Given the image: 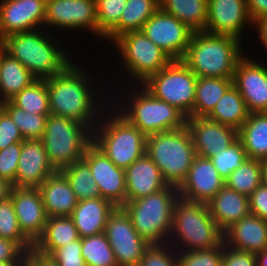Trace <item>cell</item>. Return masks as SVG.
I'll return each mask as SVG.
<instances>
[{
	"label": "cell",
	"instance_id": "1",
	"mask_svg": "<svg viewBox=\"0 0 267 266\" xmlns=\"http://www.w3.org/2000/svg\"><path fill=\"white\" fill-rule=\"evenodd\" d=\"M79 65L83 66L73 61L63 72L46 79L50 114L76 120L93 131L103 111L111 103V93L104 90L108 86L99 87L103 80L93 79L89 74L91 70Z\"/></svg>",
	"mask_w": 267,
	"mask_h": 266
},
{
	"label": "cell",
	"instance_id": "2",
	"mask_svg": "<svg viewBox=\"0 0 267 266\" xmlns=\"http://www.w3.org/2000/svg\"><path fill=\"white\" fill-rule=\"evenodd\" d=\"M56 34L38 28L9 35L2 42L6 52L19 60L37 80H46L63 72L74 61L68 54L69 48L59 43Z\"/></svg>",
	"mask_w": 267,
	"mask_h": 266
},
{
	"label": "cell",
	"instance_id": "3",
	"mask_svg": "<svg viewBox=\"0 0 267 266\" xmlns=\"http://www.w3.org/2000/svg\"><path fill=\"white\" fill-rule=\"evenodd\" d=\"M120 86V91H114L117 92L116 95L120 93L118 94L120 96L112 97L113 94L111 93L110 104L146 136L182 129L186 126L187 116L182 111L176 106L154 97L142 85L131 84L129 86L128 84L129 88L127 85L124 88H120ZM122 88L125 91H122Z\"/></svg>",
	"mask_w": 267,
	"mask_h": 266
},
{
	"label": "cell",
	"instance_id": "4",
	"mask_svg": "<svg viewBox=\"0 0 267 266\" xmlns=\"http://www.w3.org/2000/svg\"><path fill=\"white\" fill-rule=\"evenodd\" d=\"M242 43L230 35L193 32L181 61L197 77L233 78L238 61L246 54Z\"/></svg>",
	"mask_w": 267,
	"mask_h": 266
},
{
	"label": "cell",
	"instance_id": "5",
	"mask_svg": "<svg viewBox=\"0 0 267 266\" xmlns=\"http://www.w3.org/2000/svg\"><path fill=\"white\" fill-rule=\"evenodd\" d=\"M146 139L147 136L111 104L92 131V143L124 170L146 154Z\"/></svg>",
	"mask_w": 267,
	"mask_h": 266
},
{
	"label": "cell",
	"instance_id": "6",
	"mask_svg": "<svg viewBox=\"0 0 267 266\" xmlns=\"http://www.w3.org/2000/svg\"><path fill=\"white\" fill-rule=\"evenodd\" d=\"M168 242L176 251H199L218 247L223 233L210 216L207 204L179 197L173 207Z\"/></svg>",
	"mask_w": 267,
	"mask_h": 266
},
{
	"label": "cell",
	"instance_id": "7",
	"mask_svg": "<svg viewBox=\"0 0 267 266\" xmlns=\"http://www.w3.org/2000/svg\"><path fill=\"white\" fill-rule=\"evenodd\" d=\"M178 198V188L168 185L150 195L126 201L122 208L141 238L149 244H162L168 242L173 207Z\"/></svg>",
	"mask_w": 267,
	"mask_h": 266
},
{
	"label": "cell",
	"instance_id": "8",
	"mask_svg": "<svg viewBox=\"0 0 267 266\" xmlns=\"http://www.w3.org/2000/svg\"><path fill=\"white\" fill-rule=\"evenodd\" d=\"M146 154L157 165L166 183L177 188L185 180L196 157L192 137L186 126L148 135Z\"/></svg>",
	"mask_w": 267,
	"mask_h": 266
},
{
	"label": "cell",
	"instance_id": "9",
	"mask_svg": "<svg viewBox=\"0 0 267 266\" xmlns=\"http://www.w3.org/2000/svg\"><path fill=\"white\" fill-rule=\"evenodd\" d=\"M41 140L51 166L61 171L83 158L92 131L76 120L49 114Z\"/></svg>",
	"mask_w": 267,
	"mask_h": 266
},
{
	"label": "cell",
	"instance_id": "10",
	"mask_svg": "<svg viewBox=\"0 0 267 266\" xmlns=\"http://www.w3.org/2000/svg\"><path fill=\"white\" fill-rule=\"evenodd\" d=\"M111 46L119 52L117 54L121 60L119 59L118 63L122 65L121 69L124 68L121 73L125 72L124 74L129 77L126 81L129 85L132 83L141 85L172 61L168 54L155 45L141 30L121 34L111 43Z\"/></svg>",
	"mask_w": 267,
	"mask_h": 266
},
{
	"label": "cell",
	"instance_id": "11",
	"mask_svg": "<svg viewBox=\"0 0 267 266\" xmlns=\"http://www.w3.org/2000/svg\"><path fill=\"white\" fill-rule=\"evenodd\" d=\"M197 78L181 60H172L141 85L154 97L192 117Z\"/></svg>",
	"mask_w": 267,
	"mask_h": 266
},
{
	"label": "cell",
	"instance_id": "12",
	"mask_svg": "<svg viewBox=\"0 0 267 266\" xmlns=\"http://www.w3.org/2000/svg\"><path fill=\"white\" fill-rule=\"evenodd\" d=\"M55 28L64 32L80 29L98 37L96 0H46L44 29L55 33Z\"/></svg>",
	"mask_w": 267,
	"mask_h": 266
},
{
	"label": "cell",
	"instance_id": "13",
	"mask_svg": "<svg viewBox=\"0 0 267 266\" xmlns=\"http://www.w3.org/2000/svg\"><path fill=\"white\" fill-rule=\"evenodd\" d=\"M104 234L118 266H138L149 243L139 236L122 207H116L109 215Z\"/></svg>",
	"mask_w": 267,
	"mask_h": 266
},
{
	"label": "cell",
	"instance_id": "14",
	"mask_svg": "<svg viewBox=\"0 0 267 266\" xmlns=\"http://www.w3.org/2000/svg\"><path fill=\"white\" fill-rule=\"evenodd\" d=\"M141 31L172 60H181L193 33L175 16L158 9L145 23Z\"/></svg>",
	"mask_w": 267,
	"mask_h": 266
},
{
	"label": "cell",
	"instance_id": "15",
	"mask_svg": "<svg viewBox=\"0 0 267 266\" xmlns=\"http://www.w3.org/2000/svg\"><path fill=\"white\" fill-rule=\"evenodd\" d=\"M247 56L236 65L233 86L243 97L249 113L267 112V60L264 63L262 58L257 61V56L255 59Z\"/></svg>",
	"mask_w": 267,
	"mask_h": 266
},
{
	"label": "cell",
	"instance_id": "16",
	"mask_svg": "<svg viewBox=\"0 0 267 266\" xmlns=\"http://www.w3.org/2000/svg\"><path fill=\"white\" fill-rule=\"evenodd\" d=\"M99 187L101 198L111 201L116 207L126 203L125 170L117 167L100 149L91 143L82 158Z\"/></svg>",
	"mask_w": 267,
	"mask_h": 266
},
{
	"label": "cell",
	"instance_id": "17",
	"mask_svg": "<svg viewBox=\"0 0 267 266\" xmlns=\"http://www.w3.org/2000/svg\"><path fill=\"white\" fill-rule=\"evenodd\" d=\"M253 26L246 0H208L205 31L234 36L243 41L244 31Z\"/></svg>",
	"mask_w": 267,
	"mask_h": 266
},
{
	"label": "cell",
	"instance_id": "18",
	"mask_svg": "<svg viewBox=\"0 0 267 266\" xmlns=\"http://www.w3.org/2000/svg\"><path fill=\"white\" fill-rule=\"evenodd\" d=\"M46 0H0V41L9 35L44 28Z\"/></svg>",
	"mask_w": 267,
	"mask_h": 266
},
{
	"label": "cell",
	"instance_id": "19",
	"mask_svg": "<svg viewBox=\"0 0 267 266\" xmlns=\"http://www.w3.org/2000/svg\"><path fill=\"white\" fill-rule=\"evenodd\" d=\"M188 128L197 156L211 158L238 139V130L207 117H187Z\"/></svg>",
	"mask_w": 267,
	"mask_h": 266
},
{
	"label": "cell",
	"instance_id": "20",
	"mask_svg": "<svg viewBox=\"0 0 267 266\" xmlns=\"http://www.w3.org/2000/svg\"><path fill=\"white\" fill-rule=\"evenodd\" d=\"M225 185L210 158L193 159L185 180L178 187L179 197L207 204Z\"/></svg>",
	"mask_w": 267,
	"mask_h": 266
},
{
	"label": "cell",
	"instance_id": "21",
	"mask_svg": "<svg viewBox=\"0 0 267 266\" xmlns=\"http://www.w3.org/2000/svg\"><path fill=\"white\" fill-rule=\"evenodd\" d=\"M10 196L20 230L34 244L48 220L39 188L13 187Z\"/></svg>",
	"mask_w": 267,
	"mask_h": 266
},
{
	"label": "cell",
	"instance_id": "22",
	"mask_svg": "<svg viewBox=\"0 0 267 266\" xmlns=\"http://www.w3.org/2000/svg\"><path fill=\"white\" fill-rule=\"evenodd\" d=\"M56 171L41 139H24L13 187H39Z\"/></svg>",
	"mask_w": 267,
	"mask_h": 266
},
{
	"label": "cell",
	"instance_id": "23",
	"mask_svg": "<svg viewBox=\"0 0 267 266\" xmlns=\"http://www.w3.org/2000/svg\"><path fill=\"white\" fill-rule=\"evenodd\" d=\"M223 243L257 254L267 249V221L249 213L223 233Z\"/></svg>",
	"mask_w": 267,
	"mask_h": 266
},
{
	"label": "cell",
	"instance_id": "24",
	"mask_svg": "<svg viewBox=\"0 0 267 266\" xmlns=\"http://www.w3.org/2000/svg\"><path fill=\"white\" fill-rule=\"evenodd\" d=\"M125 178L126 201L136 200L168 186L159 168L147 154L125 169Z\"/></svg>",
	"mask_w": 267,
	"mask_h": 266
},
{
	"label": "cell",
	"instance_id": "25",
	"mask_svg": "<svg viewBox=\"0 0 267 266\" xmlns=\"http://www.w3.org/2000/svg\"><path fill=\"white\" fill-rule=\"evenodd\" d=\"M210 216L224 233L250 213L249 197L224 185L207 203Z\"/></svg>",
	"mask_w": 267,
	"mask_h": 266
},
{
	"label": "cell",
	"instance_id": "26",
	"mask_svg": "<svg viewBox=\"0 0 267 266\" xmlns=\"http://www.w3.org/2000/svg\"><path fill=\"white\" fill-rule=\"evenodd\" d=\"M116 206L104 198H93L78 201L71 218L80 238L104 232L109 215Z\"/></svg>",
	"mask_w": 267,
	"mask_h": 266
},
{
	"label": "cell",
	"instance_id": "27",
	"mask_svg": "<svg viewBox=\"0 0 267 266\" xmlns=\"http://www.w3.org/2000/svg\"><path fill=\"white\" fill-rule=\"evenodd\" d=\"M38 188L48 217L71 216L78 200L60 171L48 176Z\"/></svg>",
	"mask_w": 267,
	"mask_h": 266
},
{
	"label": "cell",
	"instance_id": "28",
	"mask_svg": "<svg viewBox=\"0 0 267 266\" xmlns=\"http://www.w3.org/2000/svg\"><path fill=\"white\" fill-rule=\"evenodd\" d=\"M238 139L248 158L267 162V112L249 113Z\"/></svg>",
	"mask_w": 267,
	"mask_h": 266
},
{
	"label": "cell",
	"instance_id": "29",
	"mask_svg": "<svg viewBox=\"0 0 267 266\" xmlns=\"http://www.w3.org/2000/svg\"><path fill=\"white\" fill-rule=\"evenodd\" d=\"M77 239L80 236L70 216L48 217L44 231L33 244V248L51 255L57 248Z\"/></svg>",
	"mask_w": 267,
	"mask_h": 266
},
{
	"label": "cell",
	"instance_id": "30",
	"mask_svg": "<svg viewBox=\"0 0 267 266\" xmlns=\"http://www.w3.org/2000/svg\"><path fill=\"white\" fill-rule=\"evenodd\" d=\"M158 9V0H127L119 23L104 37V41L111 44L123 33L141 30Z\"/></svg>",
	"mask_w": 267,
	"mask_h": 266
},
{
	"label": "cell",
	"instance_id": "31",
	"mask_svg": "<svg viewBox=\"0 0 267 266\" xmlns=\"http://www.w3.org/2000/svg\"><path fill=\"white\" fill-rule=\"evenodd\" d=\"M37 80L19 61L5 52L0 65V99L9 101Z\"/></svg>",
	"mask_w": 267,
	"mask_h": 266
},
{
	"label": "cell",
	"instance_id": "32",
	"mask_svg": "<svg viewBox=\"0 0 267 266\" xmlns=\"http://www.w3.org/2000/svg\"><path fill=\"white\" fill-rule=\"evenodd\" d=\"M159 9L175 16L193 32L207 25L208 0H158Z\"/></svg>",
	"mask_w": 267,
	"mask_h": 266
},
{
	"label": "cell",
	"instance_id": "33",
	"mask_svg": "<svg viewBox=\"0 0 267 266\" xmlns=\"http://www.w3.org/2000/svg\"><path fill=\"white\" fill-rule=\"evenodd\" d=\"M233 78L198 77L192 117H207L233 85Z\"/></svg>",
	"mask_w": 267,
	"mask_h": 266
},
{
	"label": "cell",
	"instance_id": "34",
	"mask_svg": "<svg viewBox=\"0 0 267 266\" xmlns=\"http://www.w3.org/2000/svg\"><path fill=\"white\" fill-rule=\"evenodd\" d=\"M248 116L249 111L243 97L232 85L218 100L207 118L239 130Z\"/></svg>",
	"mask_w": 267,
	"mask_h": 266
},
{
	"label": "cell",
	"instance_id": "35",
	"mask_svg": "<svg viewBox=\"0 0 267 266\" xmlns=\"http://www.w3.org/2000/svg\"><path fill=\"white\" fill-rule=\"evenodd\" d=\"M60 172L68 180L78 201L101 197L99 187L90 172L89 165L83 159L74 162Z\"/></svg>",
	"mask_w": 267,
	"mask_h": 266
},
{
	"label": "cell",
	"instance_id": "36",
	"mask_svg": "<svg viewBox=\"0 0 267 266\" xmlns=\"http://www.w3.org/2000/svg\"><path fill=\"white\" fill-rule=\"evenodd\" d=\"M264 162L247 158L243 164L225 179V185L249 197L262 185Z\"/></svg>",
	"mask_w": 267,
	"mask_h": 266
},
{
	"label": "cell",
	"instance_id": "37",
	"mask_svg": "<svg viewBox=\"0 0 267 266\" xmlns=\"http://www.w3.org/2000/svg\"><path fill=\"white\" fill-rule=\"evenodd\" d=\"M14 106L37 115H49V94L46 80H35L9 100Z\"/></svg>",
	"mask_w": 267,
	"mask_h": 266
},
{
	"label": "cell",
	"instance_id": "38",
	"mask_svg": "<svg viewBox=\"0 0 267 266\" xmlns=\"http://www.w3.org/2000/svg\"><path fill=\"white\" fill-rule=\"evenodd\" d=\"M81 244L86 266H118L104 232L81 238Z\"/></svg>",
	"mask_w": 267,
	"mask_h": 266
},
{
	"label": "cell",
	"instance_id": "39",
	"mask_svg": "<svg viewBox=\"0 0 267 266\" xmlns=\"http://www.w3.org/2000/svg\"><path fill=\"white\" fill-rule=\"evenodd\" d=\"M4 111L11 117L24 139H41L45 131L48 115L26 112L10 101H5Z\"/></svg>",
	"mask_w": 267,
	"mask_h": 266
},
{
	"label": "cell",
	"instance_id": "40",
	"mask_svg": "<svg viewBox=\"0 0 267 266\" xmlns=\"http://www.w3.org/2000/svg\"><path fill=\"white\" fill-rule=\"evenodd\" d=\"M0 238L17 243L26 253L33 248V243L20 230L11 196L0 201Z\"/></svg>",
	"mask_w": 267,
	"mask_h": 266
},
{
	"label": "cell",
	"instance_id": "41",
	"mask_svg": "<svg viewBox=\"0 0 267 266\" xmlns=\"http://www.w3.org/2000/svg\"><path fill=\"white\" fill-rule=\"evenodd\" d=\"M127 0H96L98 38L104 37L119 23Z\"/></svg>",
	"mask_w": 267,
	"mask_h": 266
},
{
	"label": "cell",
	"instance_id": "42",
	"mask_svg": "<svg viewBox=\"0 0 267 266\" xmlns=\"http://www.w3.org/2000/svg\"><path fill=\"white\" fill-rule=\"evenodd\" d=\"M247 158L241 141L237 139L227 149L219 151L210 159L219 172V175L223 179H226L229 174L239 168Z\"/></svg>",
	"mask_w": 267,
	"mask_h": 266
},
{
	"label": "cell",
	"instance_id": "43",
	"mask_svg": "<svg viewBox=\"0 0 267 266\" xmlns=\"http://www.w3.org/2000/svg\"><path fill=\"white\" fill-rule=\"evenodd\" d=\"M178 266H221L223 242L215 248L199 251H177Z\"/></svg>",
	"mask_w": 267,
	"mask_h": 266
},
{
	"label": "cell",
	"instance_id": "44",
	"mask_svg": "<svg viewBox=\"0 0 267 266\" xmlns=\"http://www.w3.org/2000/svg\"><path fill=\"white\" fill-rule=\"evenodd\" d=\"M138 266H178L177 251L169 242L149 244Z\"/></svg>",
	"mask_w": 267,
	"mask_h": 266
},
{
	"label": "cell",
	"instance_id": "45",
	"mask_svg": "<svg viewBox=\"0 0 267 266\" xmlns=\"http://www.w3.org/2000/svg\"><path fill=\"white\" fill-rule=\"evenodd\" d=\"M21 150L22 142L14 143L0 150V178L12 183L13 186Z\"/></svg>",
	"mask_w": 267,
	"mask_h": 266
},
{
	"label": "cell",
	"instance_id": "46",
	"mask_svg": "<svg viewBox=\"0 0 267 266\" xmlns=\"http://www.w3.org/2000/svg\"><path fill=\"white\" fill-rule=\"evenodd\" d=\"M81 250L80 238L57 248L50 256L59 266H86Z\"/></svg>",
	"mask_w": 267,
	"mask_h": 266
},
{
	"label": "cell",
	"instance_id": "47",
	"mask_svg": "<svg viewBox=\"0 0 267 266\" xmlns=\"http://www.w3.org/2000/svg\"><path fill=\"white\" fill-rule=\"evenodd\" d=\"M18 127L12 121L11 117L4 111L0 116V150L14 143L23 142Z\"/></svg>",
	"mask_w": 267,
	"mask_h": 266
},
{
	"label": "cell",
	"instance_id": "48",
	"mask_svg": "<svg viewBox=\"0 0 267 266\" xmlns=\"http://www.w3.org/2000/svg\"><path fill=\"white\" fill-rule=\"evenodd\" d=\"M221 266H257L254 253L236 250L223 243Z\"/></svg>",
	"mask_w": 267,
	"mask_h": 266
},
{
	"label": "cell",
	"instance_id": "49",
	"mask_svg": "<svg viewBox=\"0 0 267 266\" xmlns=\"http://www.w3.org/2000/svg\"><path fill=\"white\" fill-rule=\"evenodd\" d=\"M250 213L267 221V188L259 186L249 196Z\"/></svg>",
	"mask_w": 267,
	"mask_h": 266
},
{
	"label": "cell",
	"instance_id": "50",
	"mask_svg": "<svg viewBox=\"0 0 267 266\" xmlns=\"http://www.w3.org/2000/svg\"><path fill=\"white\" fill-rule=\"evenodd\" d=\"M27 253L15 242L0 238V261L20 262Z\"/></svg>",
	"mask_w": 267,
	"mask_h": 266
},
{
	"label": "cell",
	"instance_id": "51",
	"mask_svg": "<svg viewBox=\"0 0 267 266\" xmlns=\"http://www.w3.org/2000/svg\"><path fill=\"white\" fill-rule=\"evenodd\" d=\"M249 16L253 24L267 16V0H246Z\"/></svg>",
	"mask_w": 267,
	"mask_h": 266
},
{
	"label": "cell",
	"instance_id": "52",
	"mask_svg": "<svg viewBox=\"0 0 267 266\" xmlns=\"http://www.w3.org/2000/svg\"><path fill=\"white\" fill-rule=\"evenodd\" d=\"M256 29V30H254ZM253 30L257 33L258 32V40H260L259 43L260 46H263L262 48H265L267 53V16L260 18L254 23Z\"/></svg>",
	"mask_w": 267,
	"mask_h": 266
},
{
	"label": "cell",
	"instance_id": "53",
	"mask_svg": "<svg viewBox=\"0 0 267 266\" xmlns=\"http://www.w3.org/2000/svg\"><path fill=\"white\" fill-rule=\"evenodd\" d=\"M28 254L40 265V266H59L57 262L50 255L43 254L34 248H32Z\"/></svg>",
	"mask_w": 267,
	"mask_h": 266
},
{
	"label": "cell",
	"instance_id": "54",
	"mask_svg": "<svg viewBox=\"0 0 267 266\" xmlns=\"http://www.w3.org/2000/svg\"><path fill=\"white\" fill-rule=\"evenodd\" d=\"M12 188V183L0 178V201L8 198L11 195Z\"/></svg>",
	"mask_w": 267,
	"mask_h": 266
},
{
	"label": "cell",
	"instance_id": "55",
	"mask_svg": "<svg viewBox=\"0 0 267 266\" xmlns=\"http://www.w3.org/2000/svg\"><path fill=\"white\" fill-rule=\"evenodd\" d=\"M257 266H267V249L255 254Z\"/></svg>",
	"mask_w": 267,
	"mask_h": 266
},
{
	"label": "cell",
	"instance_id": "56",
	"mask_svg": "<svg viewBox=\"0 0 267 266\" xmlns=\"http://www.w3.org/2000/svg\"><path fill=\"white\" fill-rule=\"evenodd\" d=\"M17 266H40L28 253L20 260Z\"/></svg>",
	"mask_w": 267,
	"mask_h": 266
},
{
	"label": "cell",
	"instance_id": "57",
	"mask_svg": "<svg viewBox=\"0 0 267 266\" xmlns=\"http://www.w3.org/2000/svg\"><path fill=\"white\" fill-rule=\"evenodd\" d=\"M262 185L267 188V162H264V168L262 173Z\"/></svg>",
	"mask_w": 267,
	"mask_h": 266
},
{
	"label": "cell",
	"instance_id": "58",
	"mask_svg": "<svg viewBox=\"0 0 267 266\" xmlns=\"http://www.w3.org/2000/svg\"><path fill=\"white\" fill-rule=\"evenodd\" d=\"M5 52H6L5 44L2 41H0V65L2 61V56Z\"/></svg>",
	"mask_w": 267,
	"mask_h": 266
},
{
	"label": "cell",
	"instance_id": "59",
	"mask_svg": "<svg viewBox=\"0 0 267 266\" xmlns=\"http://www.w3.org/2000/svg\"><path fill=\"white\" fill-rule=\"evenodd\" d=\"M19 262L0 261V266H17Z\"/></svg>",
	"mask_w": 267,
	"mask_h": 266
},
{
	"label": "cell",
	"instance_id": "60",
	"mask_svg": "<svg viewBox=\"0 0 267 266\" xmlns=\"http://www.w3.org/2000/svg\"><path fill=\"white\" fill-rule=\"evenodd\" d=\"M5 101L0 99V116L4 112Z\"/></svg>",
	"mask_w": 267,
	"mask_h": 266
}]
</instances>
